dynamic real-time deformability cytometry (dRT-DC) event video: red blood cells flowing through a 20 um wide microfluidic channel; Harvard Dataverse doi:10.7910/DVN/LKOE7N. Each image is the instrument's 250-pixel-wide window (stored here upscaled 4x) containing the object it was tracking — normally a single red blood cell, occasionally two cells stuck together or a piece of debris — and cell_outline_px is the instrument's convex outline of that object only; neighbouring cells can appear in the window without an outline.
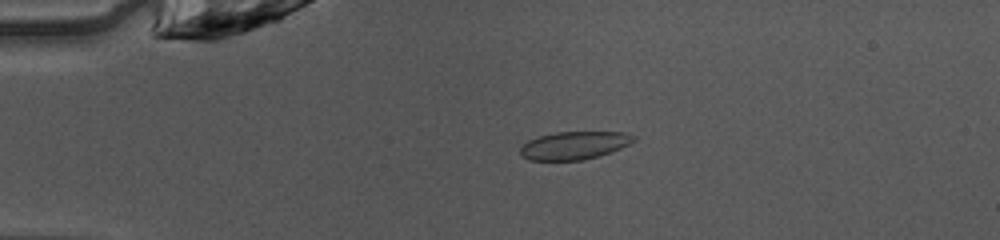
{"species": "common noctule bat (a hibernating species)", "species_latin": "Nyctalus noctula", "temperature_condition": "warm", "stored_images_in_passage": 50, "camera_frame_rate_fps": 3000, "um_per_image_px": 0.085, "animal": {"sex": "female", "body_mass_g": 10.0, "forearm_length_mm": 53.1}, "frame": {"image": 1, "passage_image": 12, "time_ms": 3.667, "image_size_px": [1000, 240], "cell_outline_px": [[636, 140], [612, 152], [600, 156], [584, 160], [528, 160], [520, 156], [520, 148], [528, 140], [540, 136], [556, 132], [628, 132], [636, 136]], "centroid_in_image_um": [48.83, 12.36], "position_along_channel_um": 36.2, "area_um2": 18.61}}
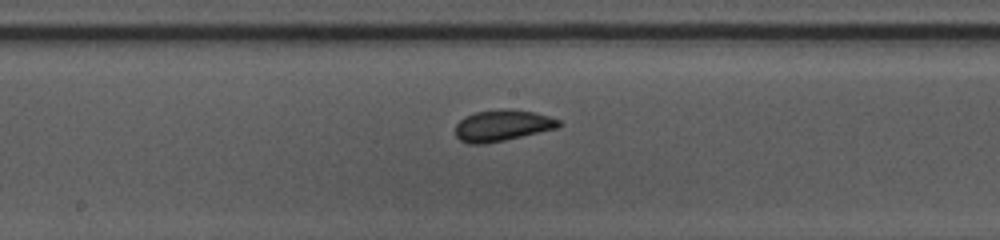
{"frame": {"image": 2, "passage_image": 27, "time_ms": 8.667, "image_size_px": [1000, 240], "cell_outline_px": [[560, 128], [504, 140], [484, 144], [468, 144], [460, 140], [456, 136], [456, 124], [464, 116], [476, 112], [504, 108], [508, 108], [532, 112], [548, 116], [560, 120]], "centroid_in_image_um": [42.69, 10.67], "position_along_channel_um": 205.5, "area_um2": 18.9}}
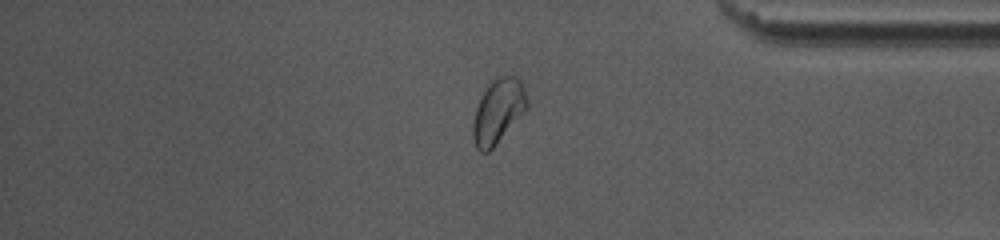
{"frame": {"image": 3, "passage_image": 42, "time_ms": 13.667, "image_size_px": [1000, 240], "cell_outline_px": [[528, 108], [492, 148], [488, 152], [480, 152], [476, 148], [472, 136], [472, 124], [476, 108], [488, 84], [492, 80], [500, 76], [516, 76], [520, 80], [524, 88], [528, 100]], "centroid_in_image_um": [42.34, 9.45], "position_along_channel_um": 392.9, "area_um2": 20.11}, "authors_computed_cell_mechanics": {"area_um2": 18.8717, "velocity_mm_per_s": 4.0813, "shape_relaxation_time_tau1_ms": 4.7251, "shape_relaxation_time_tau2_ms": 0.5392, "deformation_change_tau1": 0.0925, "deformation_change_tau2": 0.0408}}